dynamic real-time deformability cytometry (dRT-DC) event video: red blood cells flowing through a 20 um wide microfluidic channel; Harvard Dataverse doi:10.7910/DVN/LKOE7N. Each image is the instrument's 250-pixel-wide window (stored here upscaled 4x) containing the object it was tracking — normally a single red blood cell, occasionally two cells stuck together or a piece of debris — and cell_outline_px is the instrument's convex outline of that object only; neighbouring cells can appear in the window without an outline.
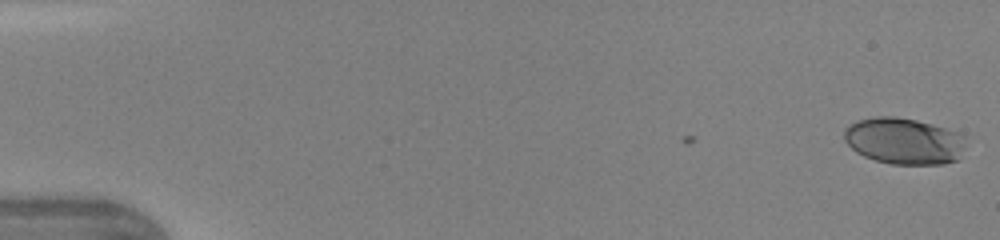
{"species": "human", "species_latin": "Homo sapiens", "temperature_condition": "warm", "stored_images_in_passage": 47, "camera_frame_rate_fps": 3000, "um_per_image_px": 0.085, "donor": {"sex": "female"}, "frame": {"image": 1, "passage_image": 1, "time_ms": 0.0, "image_size_px": [1000, 240], "cell_outline_px": [[964, 136], [956, 160], [944, 164], [892, 164], [876, 160], [864, 156], [856, 152], [844, 140], [844, 128], [848, 124], [856, 120], [876, 116], [896, 116], [916, 120], [932, 124], [960, 132]], "centroid_in_image_um": [76.76, 11.96], "position_along_channel_um": 8.2, "area_um2": 32.77}}
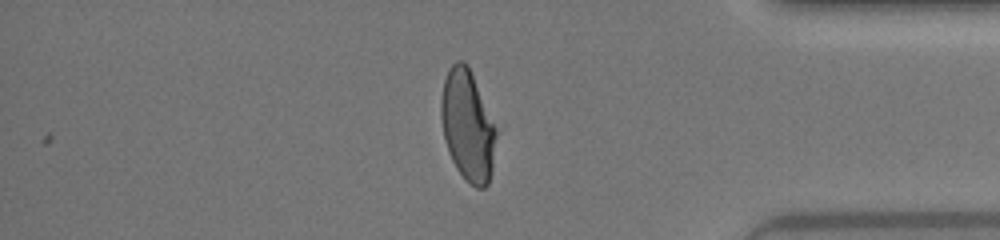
{"frame": {"image": 2, "passage_image": 40, "time_ms": 13.0, "image_size_px": [1000, 240], "cell_outline_px": [[496, 136], [492, 168], [488, 184], [484, 188], [476, 188], [456, 168], [452, 160], [444, 136], [440, 116], [440, 100], [444, 80], [452, 64], [456, 60], [464, 60], [468, 64], [496, 128]], "centroid_in_image_um": [39.73, 10.64], "position_along_channel_um": 395.5, "area_um2": 35.14}}
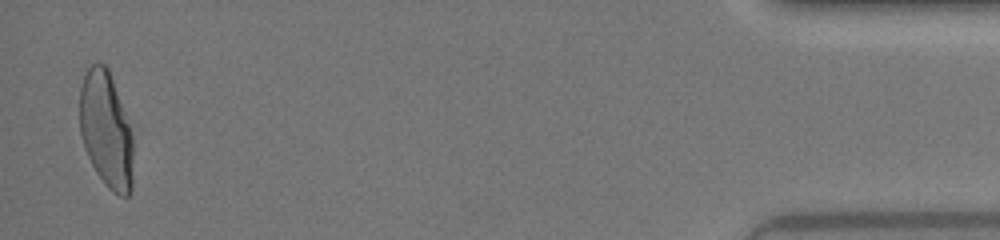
{"frame": {"image": 3, "passage_image": 46, "time_ms": 15.0, "image_size_px": [1000, 240], "cell_outline_px": [[132, 192], [128, 196], [120, 196], [112, 192], [104, 184], [96, 172], [88, 156], [80, 132], [80, 88], [84, 76], [88, 68], [92, 64], [104, 64], [108, 68], [124, 112], [132, 136]], "centroid_in_image_um": [9.01, 11.09], "position_along_channel_um": 426.2, "area_um2": 35.72}}